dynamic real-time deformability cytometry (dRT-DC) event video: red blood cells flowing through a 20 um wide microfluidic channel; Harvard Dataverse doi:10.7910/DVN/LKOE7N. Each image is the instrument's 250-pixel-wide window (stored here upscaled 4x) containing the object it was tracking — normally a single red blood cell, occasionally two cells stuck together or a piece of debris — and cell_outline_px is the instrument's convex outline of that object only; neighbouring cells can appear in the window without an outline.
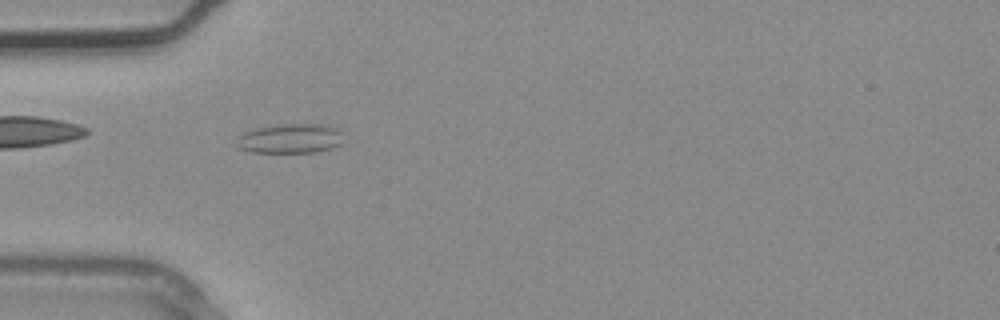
{"species": "common noctule bat (a hibernating species)", "species_latin": "Nyctalus noctula", "temperature_condition": "warm", "stored_images_in_passage": 1, "camera_frame_rate_fps": 3000, "um_per_image_px": 0.085, "animal": {"sex": "male", "body_mass_g": 20.4}, "frame": {"image": 1, "passage_image": 1, "time_ms": 0.0, "image_size_px": [1000, 320], "cell_outline_px": [[344, 144], [332, 148], [316, 152], [252, 152], [240, 148], [236, 144], [236, 136], [244, 132], [256, 128], [276, 124], [324, 124], [340, 128]], "centroid_in_image_um": [24.71, 11.76], "position_along_channel_um": 60.3, "area_um2": 18.79}}